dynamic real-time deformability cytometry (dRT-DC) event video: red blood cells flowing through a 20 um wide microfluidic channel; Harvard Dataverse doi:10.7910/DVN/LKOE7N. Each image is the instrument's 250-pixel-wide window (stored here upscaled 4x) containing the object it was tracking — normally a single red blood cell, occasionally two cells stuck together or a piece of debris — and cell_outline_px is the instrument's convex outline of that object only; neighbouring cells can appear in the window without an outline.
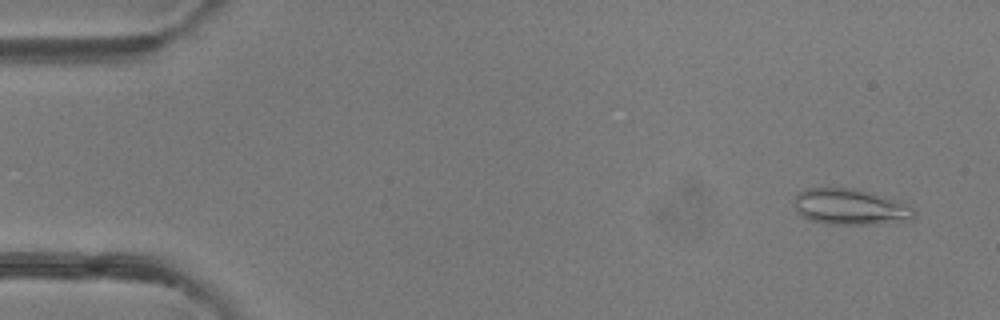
{"species": "common noctule bat (a hibernating species)", "species_latin": "Nyctalus noctula", "temperature_condition": "room temperature", "stored_images_in_passage": 49, "camera_frame_rate_fps": 3000, "um_per_image_px": 0.085, "animal": {"sex": "female"}, "frame": {"image": 1, "passage_image": 3, "time_ms": 0.667, "image_size_px": [1000, 320], "cell_outline_px": [[916, 216], [912, 220], [876, 224], [824, 224], [800, 216], [796, 212], [796, 192], [804, 188], [852, 188], [900, 200], [912, 208], [916, 212]], "centroid_in_image_um": [72.28, 17.59], "position_along_channel_um": 12.7, "area_um2": 25.32}}
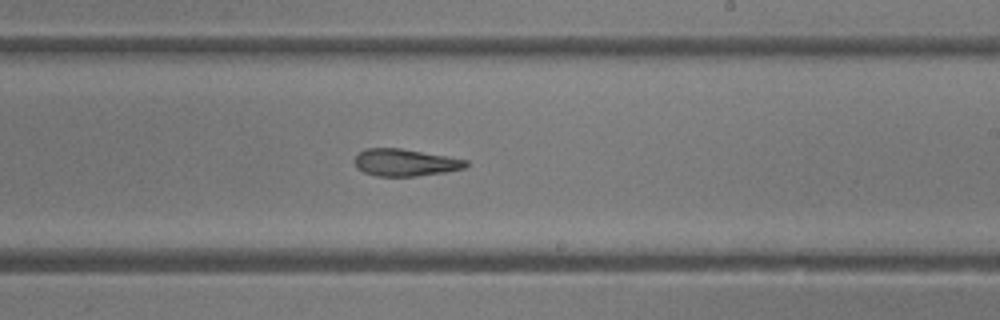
{"frame": {"image": 2, "passage_image": 29, "time_ms": 9.333, "image_size_px": [1000, 320], "cell_outline_px": [[468, 164], [464, 168], [444, 172], [416, 176], [376, 176], [364, 172], [356, 168], [356, 156], [364, 148], [400, 148], [448, 156], [468, 160]], "centroid_in_image_um": [34.44, 13.81], "position_along_channel_um": 254.6, "area_um2": 17.51}}
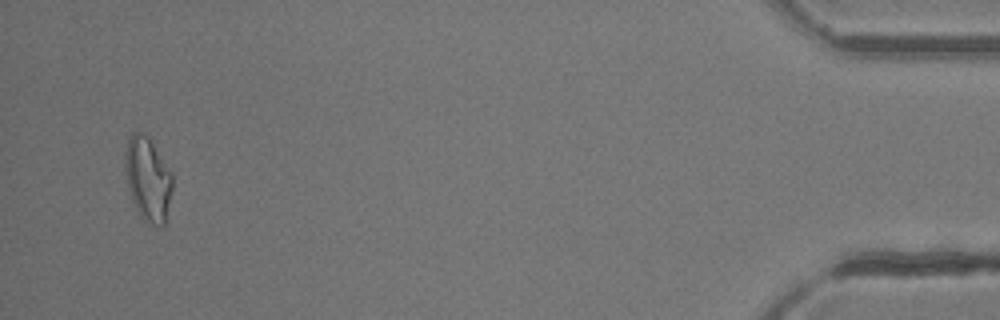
{"frame": {"image": 3, "passage_image": 47, "time_ms": 15.333, "image_size_px": [1000, 320], "cell_outline_px": [[172, 188], [164, 224], [152, 224], [144, 220], [136, 208], [132, 200], [128, 188], [124, 168], [124, 152], [128, 136], [132, 132], [140, 132], [148, 136], [172, 172]], "centroid_in_image_um": [12.53, 15.14], "position_along_channel_um": 422.7, "area_um2": 23.06}, "authors_computed_cell_mechanics": {"area_um2": 19.5364, "velocity_mm_per_s": 4.23, "shape_relaxation_time_tau1_ms": 8.6088, "shape_relaxation_time_tau2_ms": 2.5685, "deformation_change_tau1": 0.2184, "deformation_change_tau2": 0.1254}}